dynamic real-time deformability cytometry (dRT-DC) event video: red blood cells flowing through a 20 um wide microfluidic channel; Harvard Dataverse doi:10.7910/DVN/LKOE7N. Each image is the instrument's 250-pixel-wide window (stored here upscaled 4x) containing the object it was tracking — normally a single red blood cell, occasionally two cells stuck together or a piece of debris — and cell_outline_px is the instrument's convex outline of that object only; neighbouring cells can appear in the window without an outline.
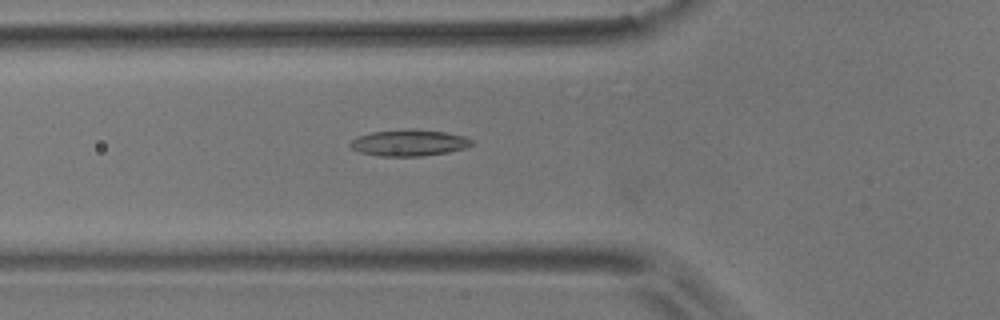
{"species": "common noctule bat (a hibernating species)", "species_latin": "Nyctalus noctula", "temperature_condition": "room temperature", "stored_images_in_passage": 37, "camera_frame_rate_fps": 3000, "um_per_image_px": 0.085, "animal": {"sex": "male", "body_mass_g": 17.9}, "frame": {"image": 1, "passage_image": 4, "time_ms": 1.0, "image_size_px": [1000, 320], "cell_outline_px": [[476, 144], [464, 148], [448, 152], [420, 156], [380, 156], [360, 152], [352, 148], [348, 144], [356, 136], [372, 132], [408, 128], [412, 128], [444, 132], [464, 136], [472, 140]], "centroid_in_image_um": [34.76, 12.13], "position_along_channel_um": 91.0, "area_um2": 18.79}}
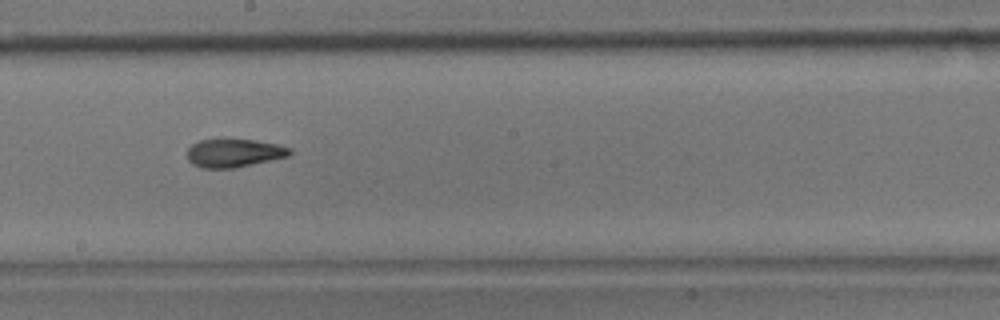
{"frame": {"image": 2, "passage_image": 15, "time_ms": 4.667, "image_size_px": [1000, 320], "cell_outline_px": [[292, 152], [288, 156], [252, 164], [232, 168], [200, 168], [192, 164], [188, 160], [188, 148], [192, 144], [200, 140], [256, 140], [276, 144], [292, 148]], "centroid_in_image_um": [19.88, 13.01], "position_along_channel_um": 228.3, "area_um2": 16.7}}
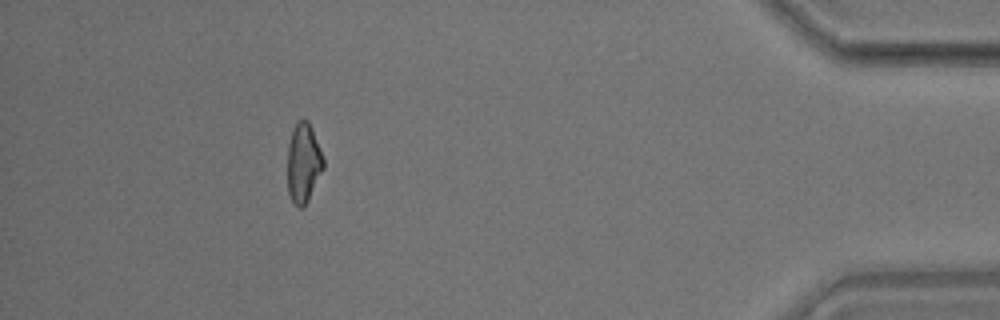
{"frame": {"image": 3, "passage_image": 34, "time_ms": 11.0, "image_size_px": [1000, 320], "cell_outline_px": [[324, 168], [308, 200], [300, 208], [292, 200], [288, 192], [288, 144], [292, 128], [304, 116], [308, 120], [312, 128], [324, 160]], "centroid_in_image_um": [25.79, 13.8], "position_along_channel_um": 409.4, "area_um2": 16.53}}